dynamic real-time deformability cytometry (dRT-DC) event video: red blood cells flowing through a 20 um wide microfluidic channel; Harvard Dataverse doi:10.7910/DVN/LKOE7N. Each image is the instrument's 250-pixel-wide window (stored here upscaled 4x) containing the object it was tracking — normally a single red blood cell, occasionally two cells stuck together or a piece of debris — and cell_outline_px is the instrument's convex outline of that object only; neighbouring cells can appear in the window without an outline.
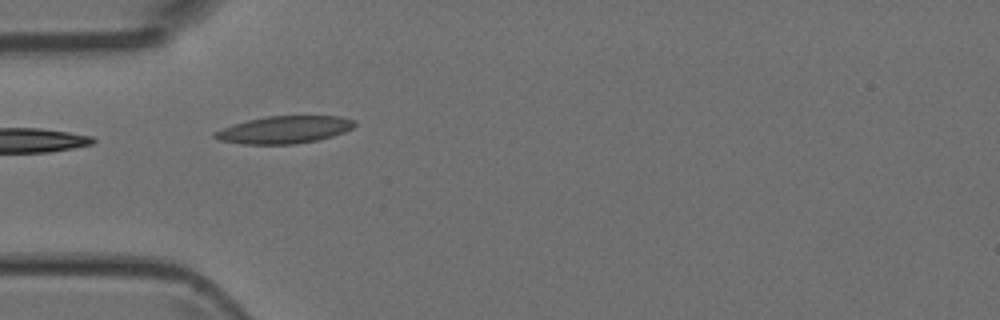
{"species": "Egyptian fruit bat (a non-hibernating species)", "species_latin": "Rousettus aegyptiacus", "temperature_condition": "room temperature", "stored_images_in_passage": 6, "camera_frame_rate_fps": 3000, "um_per_image_px": 0.085, "animal": {"sex": "female"}, "frame": {"image": 1, "passage_image": 5, "time_ms": 4.667, "image_size_px": [1000, 320], "cell_outline_px": [[356, 124], [352, 128], [344, 132], [332, 136], [316, 140], [296, 144], [240, 144], [220, 140], [212, 136], [212, 132], [248, 120], [264, 116], [340, 116], [356, 120]], "centroid_in_image_um": [24.18, 11.02], "position_along_channel_um": 60.8, "area_um2": 22.25}}
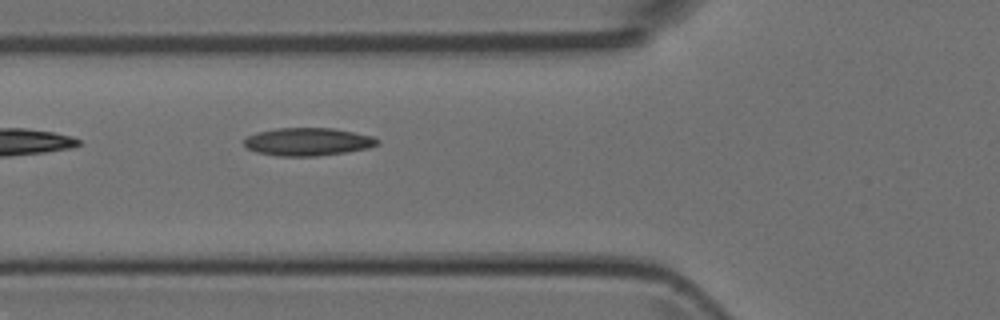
{"frame": {"image": 2, "passage_image": 6, "time_ms": 5.667, "image_size_px": [1000, 320], "cell_outline_px": [[380, 144], [368, 148], [344, 152], [316, 156], [276, 156], [256, 152], [248, 148], [244, 144], [244, 140], [248, 136], [256, 132], [276, 128], [332, 128], [372, 136], [380, 140]], "centroid_in_image_um": [26.15, 12.05], "position_along_channel_um": 99.6, "area_um2": 21.62}}